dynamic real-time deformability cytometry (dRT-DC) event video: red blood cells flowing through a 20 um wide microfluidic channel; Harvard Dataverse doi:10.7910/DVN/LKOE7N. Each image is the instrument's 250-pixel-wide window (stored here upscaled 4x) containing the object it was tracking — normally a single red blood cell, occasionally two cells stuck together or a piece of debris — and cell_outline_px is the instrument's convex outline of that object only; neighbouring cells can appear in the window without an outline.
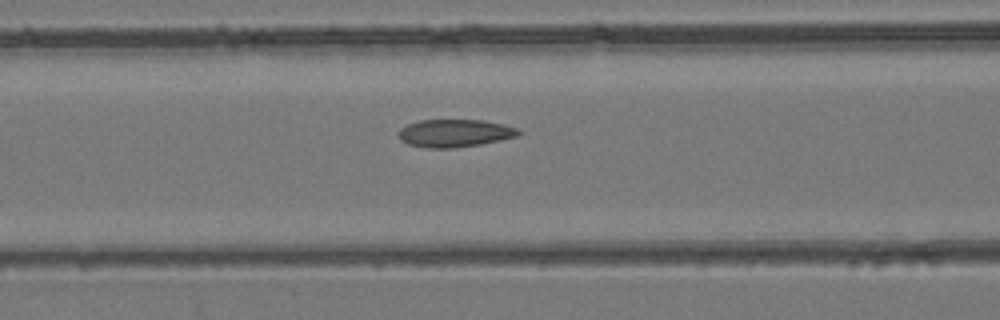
{"species": "common noctule bat (a hibernating species)", "species_latin": "Nyctalus noctula", "temperature_condition": "room temperature", "stored_images_in_passage": 31, "camera_frame_rate_fps": 3000, "um_per_image_px": 0.085, "animal": {"sex": "female", "body_mass_g": 24.6, "forearm_length_mm": 56.2}, "frame": {"image": 1, "passage_image": 9, "time_ms": 2.667, "image_size_px": [1000, 320], "cell_outline_px": [[520, 132], [516, 136], [500, 140], [480, 144], [452, 148], [424, 148], [408, 144], [400, 140], [400, 128], [408, 124], [420, 120], [484, 120], [504, 124], [516, 128]], "centroid_in_image_um": [38.63, 11.32], "position_along_channel_um": 128.0, "area_um2": 19.25}}
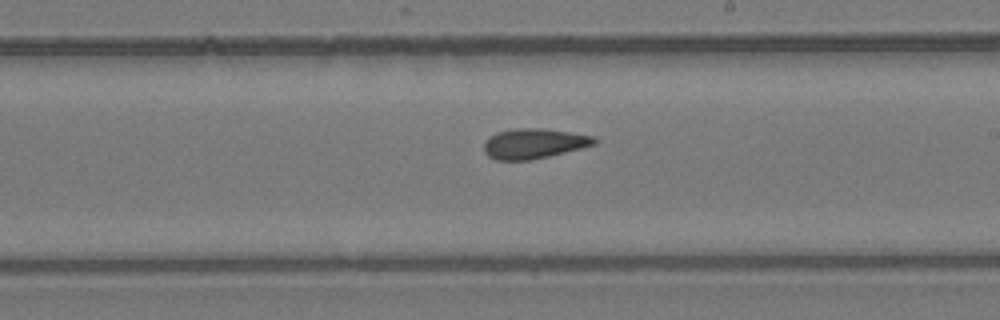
{"frame": {"image": 2, "passage_image": 17, "time_ms": 5.333, "image_size_px": [1000, 320], "cell_outline_px": [[596, 144], [532, 160], [496, 160], [488, 156], [484, 152], [484, 140], [496, 132], [516, 128], [540, 128], [568, 132], [592, 136], [596, 140]], "centroid_in_image_um": [45.31, 12.2], "position_along_channel_um": 243.7, "area_um2": 19.19}}
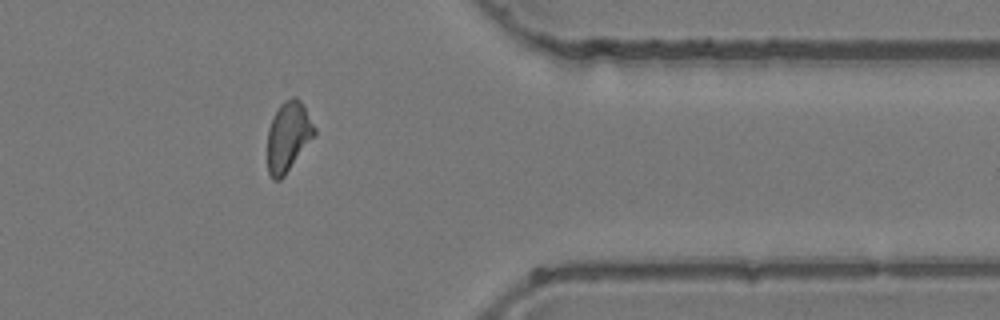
{"frame": {"image": 3, "passage_image": 28, "time_ms": 9.0, "image_size_px": [1000, 320], "cell_outline_px": [[316, 132], [284, 176], [280, 180], [272, 180], [268, 172], [268, 128], [280, 104], [284, 100], [292, 96], [296, 96], [300, 100], [316, 128]], "centroid_in_image_um": [24.48, 11.59], "position_along_channel_um": 386.9, "area_um2": 18.79}}